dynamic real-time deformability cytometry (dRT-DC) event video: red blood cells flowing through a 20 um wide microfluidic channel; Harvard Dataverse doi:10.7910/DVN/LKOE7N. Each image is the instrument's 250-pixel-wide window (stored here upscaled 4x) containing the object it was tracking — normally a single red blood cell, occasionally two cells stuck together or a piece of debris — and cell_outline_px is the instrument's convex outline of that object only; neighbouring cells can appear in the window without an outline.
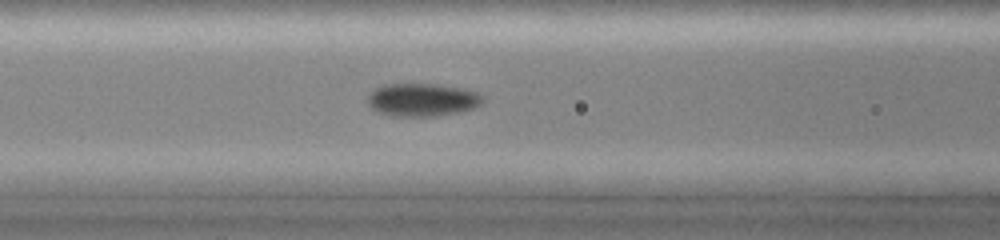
{"species": "common noctule bat (a hibernating species)", "species_latin": "Nyctalus noctula", "temperature_condition": "cold", "stored_images_in_passage": 44, "camera_frame_rate_fps": 3000, "um_per_image_px": 0.085, "animal": {"sex": "female", "body_mass_g": 19.0, "forearm_length_mm": 51.5}, "frame": {"image": 1, "passage_image": 17, "time_ms": 5.667, "image_size_px": [1000, 240], "cell_outline_px": [[484, 100], [480, 104], [472, 108], [460, 112], [436, 116], [396, 116], [376, 112], [368, 104], [368, 92], [384, 84], [436, 84], [464, 88], [480, 92], [484, 96]], "centroid_in_image_um": [35.91, 8.47], "position_along_channel_um": 130.7, "area_um2": 22.37}}
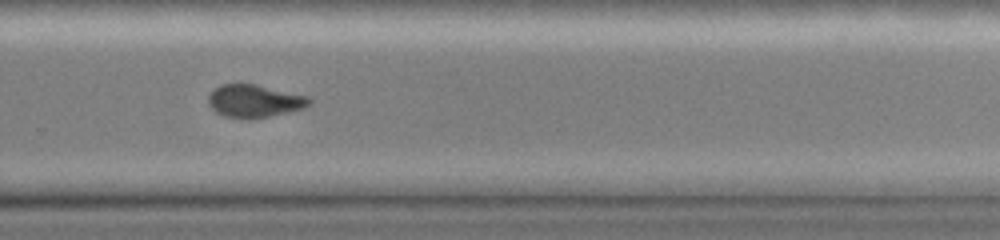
{"frame": {"image": 2, "passage_image": 29, "time_ms": 10.0, "image_size_px": [1000, 240], "cell_outline_px": [[312, 104], [304, 108], [288, 112], [248, 120], [224, 116], [216, 112], [208, 104], [208, 96], [220, 84], [256, 84], [308, 96], [312, 100]], "centroid_in_image_um": [21.64, 8.59], "position_along_channel_um": 308.2, "area_um2": 19.36}}
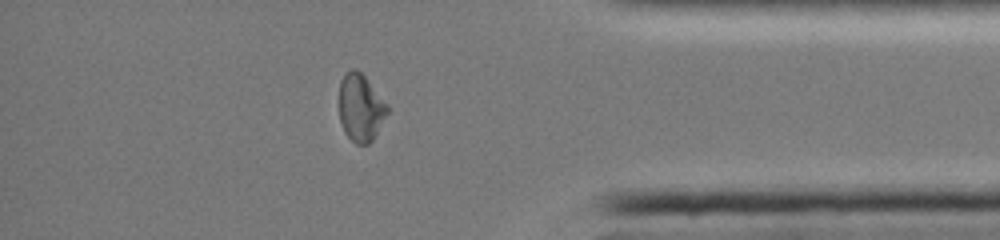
{"frame": {"image": 3, "passage_image": 37, "time_ms": 12.667, "image_size_px": [1000, 240], "cell_outline_px": [[388, 112], [372, 140], [368, 144], [356, 144], [344, 132], [340, 120], [340, 80], [344, 72], [352, 68], [356, 68], [364, 76], [388, 104]], "centroid_in_image_um": [30.64, 9.13], "position_along_channel_um": 404.6, "area_um2": 18.79}, "authors_computed_cell_mechanics": {"area_um2": 20.4612, "velocity_mm_per_s": 4.1064, "shape_relaxation_time_tau1_ms": null, "shape_relaxation_time_tau2_ms": 6.6488, "deformation_change_tau1": null, "deformation_change_tau2": 0.0799}}